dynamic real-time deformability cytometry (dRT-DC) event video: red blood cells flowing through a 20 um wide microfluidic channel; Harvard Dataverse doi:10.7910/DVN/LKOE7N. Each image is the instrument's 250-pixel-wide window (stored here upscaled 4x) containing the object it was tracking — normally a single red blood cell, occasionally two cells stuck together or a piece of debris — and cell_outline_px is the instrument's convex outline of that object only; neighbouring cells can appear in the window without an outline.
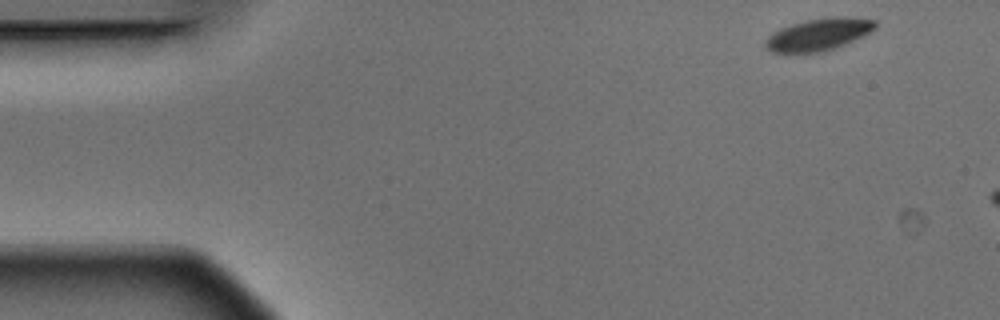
{"species": "Egyptian fruit bat (a non-hibernating species)", "species_latin": "Rousettus aegyptiacus", "temperature_condition": "warm", "stored_images_in_passage": 2, "camera_frame_rate_fps": 3000, "um_per_image_px": 0.085, "animal": {"sex": "male"}, "frame": {"image": 1, "passage_image": 1, "time_ms": 0.0, "image_size_px": [1000, 320], "cell_outline_px": [[876, 28], [864, 36], [836, 48], [824, 52], [800, 56], [792, 56], [772, 52], [764, 44], [764, 40], [772, 32], [780, 28], [792, 24], [808, 20], [832, 16], [852, 16], [876, 20]], "centroid_in_image_um": [69.55, 2.98], "position_along_channel_um": 15.4, "area_um2": 21.62}}